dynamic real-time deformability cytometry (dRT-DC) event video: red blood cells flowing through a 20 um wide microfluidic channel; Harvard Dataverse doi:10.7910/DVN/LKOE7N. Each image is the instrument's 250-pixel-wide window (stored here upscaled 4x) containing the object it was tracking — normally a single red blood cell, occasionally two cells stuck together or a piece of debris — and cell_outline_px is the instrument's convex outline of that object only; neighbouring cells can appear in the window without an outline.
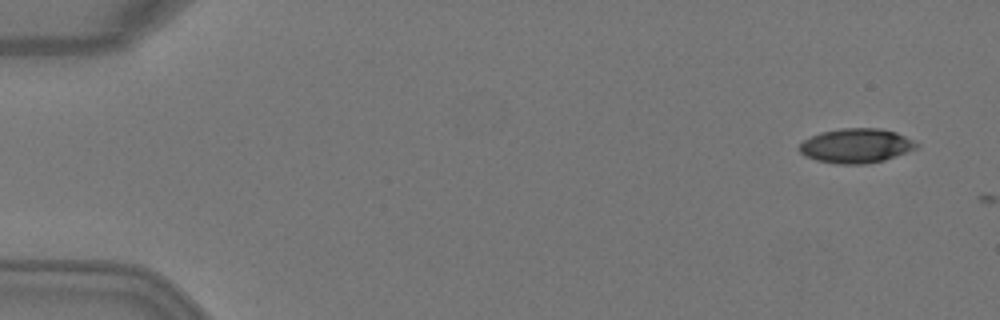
{"species": "Egyptian fruit bat (a non-hibernating species)", "species_latin": "Rousettus aegyptiacus", "temperature_condition": "warm", "stored_images_in_passage": 2, "camera_frame_rate_fps": 3000, "um_per_image_px": 0.085, "animal": {"sex": "female"}, "frame": {"image": 1, "passage_image": 1, "time_ms": 0.0, "image_size_px": [1000, 320], "cell_outline_px": [[920, 144], [916, 148], [884, 160], [864, 164], [836, 164], [816, 160], [804, 156], [800, 152], [800, 144], [804, 140], [820, 132], [840, 128], [880, 128], [896, 132]], "centroid_in_image_um": [72.75, 12.38], "position_along_channel_um": 12.3, "area_um2": 23.41}}